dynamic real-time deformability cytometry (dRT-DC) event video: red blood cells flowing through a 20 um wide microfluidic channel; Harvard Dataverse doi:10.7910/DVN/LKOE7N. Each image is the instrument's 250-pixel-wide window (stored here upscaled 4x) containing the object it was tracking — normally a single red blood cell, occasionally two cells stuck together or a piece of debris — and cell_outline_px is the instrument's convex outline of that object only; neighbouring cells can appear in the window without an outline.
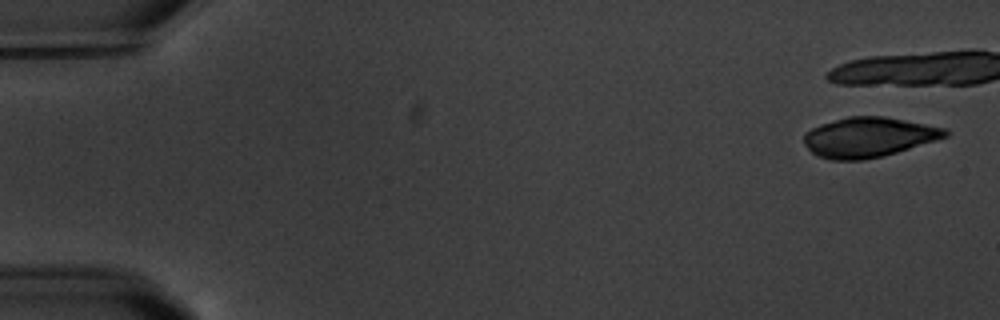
{"species": "common noctule bat (a hibernating species)", "species_latin": "Nyctalus noctula", "temperature_condition": "warm", "stored_images_in_passage": 8, "camera_frame_rate_fps": 3000, "um_per_image_px": 0.085, "animal": {"sex": "male", "body_mass_g": 20.1, "forearm_length_mm": 53.5}, "frame": {"image": 1, "passage_image": 1, "time_ms": 0.0, "image_size_px": [1000, 320], "cell_outline_px": [[948, 136], [936, 140], [896, 152], [864, 160], [832, 160], [816, 156], [804, 144], [804, 136], [812, 128], [820, 124], [848, 116], [884, 116], [948, 128]], "centroid_in_image_um": [73.83, 11.66], "position_along_channel_um": 11.2, "area_um2": 32.71}}